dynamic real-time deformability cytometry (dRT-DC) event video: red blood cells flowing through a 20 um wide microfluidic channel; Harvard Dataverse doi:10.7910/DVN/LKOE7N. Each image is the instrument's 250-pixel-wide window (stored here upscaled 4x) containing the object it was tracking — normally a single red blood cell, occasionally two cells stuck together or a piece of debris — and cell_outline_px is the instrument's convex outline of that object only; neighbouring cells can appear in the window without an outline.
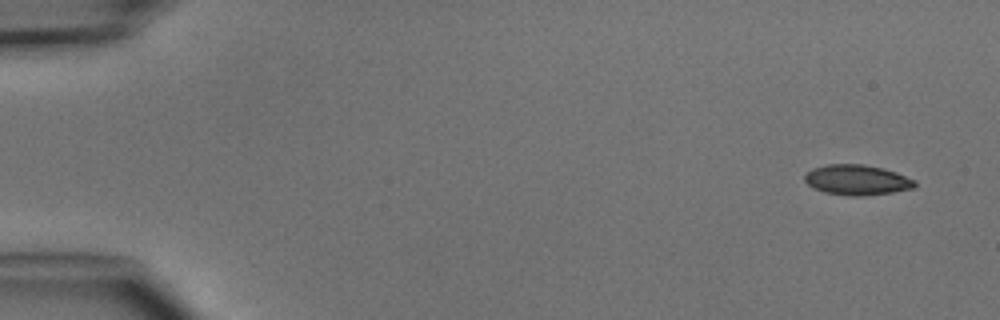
{"species": "common noctule bat (a hibernating species)", "species_latin": "Nyctalus noctula", "temperature_condition": "cold", "stored_images_in_passage": 6, "camera_frame_rate_fps": 3000, "um_per_image_px": 0.085, "animal": {"sex": "male", "body_mass_g": 15.6}, "frame": {"image": 1, "passage_image": 1, "time_ms": 0.0, "image_size_px": [1000, 320], "cell_outline_px": [[916, 188], [892, 192], [860, 196], [848, 196], [824, 192], [812, 188], [804, 180], [804, 176], [812, 168], [828, 164], [864, 164], [884, 168], [896, 172], [916, 180]], "centroid_in_image_um": [72.85, 15.29], "position_along_channel_um": 12.1, "area_um2": 19.59}}
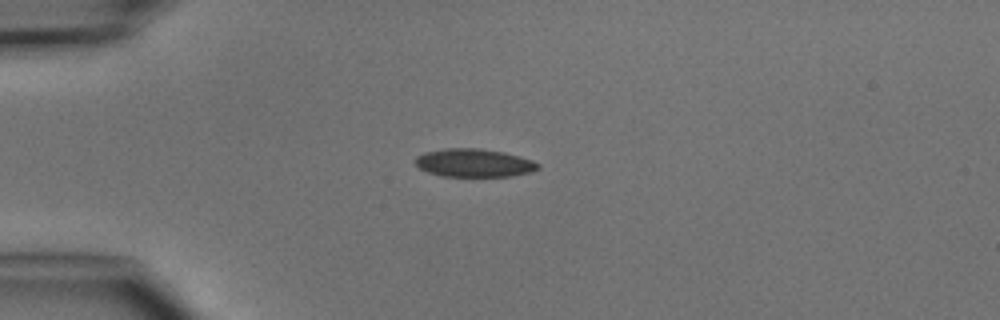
{"frame": {"image": 2, "passage_image": 4, "time_ms": 3.333, "image_size_px": [1000, 320], "cell_outline_px": [[540, 168], [532, 172], [512, 176], [440, 176], [428, 172], [420, 168], [412, 160], [416, 156], [424, 152], [444, 148], [480, 148], [504, 152], [520, 156], [532, 160], [540, 164]], "centroid_in_image_um": [40.29, 13.84], "position_along_channel_um": 44.7, "area_um2": 20.4}}